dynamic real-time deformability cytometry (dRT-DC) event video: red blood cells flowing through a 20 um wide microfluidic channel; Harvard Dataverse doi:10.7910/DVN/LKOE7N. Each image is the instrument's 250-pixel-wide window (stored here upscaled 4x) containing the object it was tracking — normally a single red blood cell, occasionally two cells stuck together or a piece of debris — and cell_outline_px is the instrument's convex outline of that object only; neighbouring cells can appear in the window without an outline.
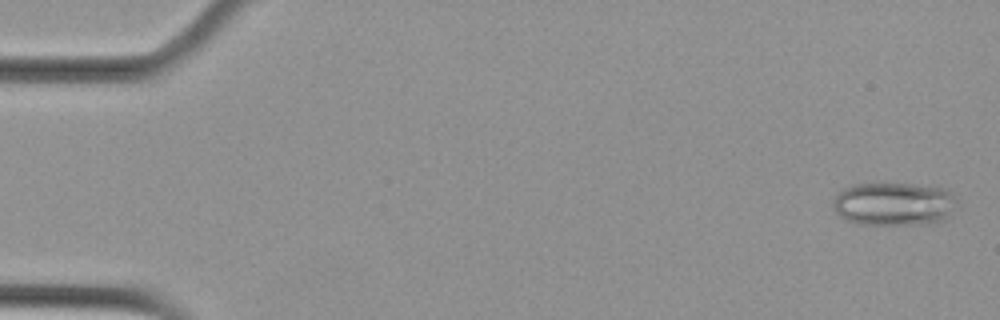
{"species": "Egyptian fruit bat (a non-hibernating species)", "species_latin": "Rousettus aegyptiacus", "temperature_condition": "cold", "stored_images_in_passage": 5, "camera_frame_rate_fps": 3000, "um_per_image_px": 0.085, "animal": {"sex": "female"}, "frame": {"image": 1, "passage_image": 1, "time_ms": 0.0, "image_size_px": [1000, 320], "cell_outline_px": [[956, 200], [944, 220], [912, 224], [860, 224], [848, 220], [840, 216], [836, 212], [832, 204], [832, 200], [844, 188], [852, 184], [908, 184], [944, 188]], "centroid_in_image_um": [75.9, 17.33], "position_along_channel_um": 9.1, "area_um2": 30.52}}